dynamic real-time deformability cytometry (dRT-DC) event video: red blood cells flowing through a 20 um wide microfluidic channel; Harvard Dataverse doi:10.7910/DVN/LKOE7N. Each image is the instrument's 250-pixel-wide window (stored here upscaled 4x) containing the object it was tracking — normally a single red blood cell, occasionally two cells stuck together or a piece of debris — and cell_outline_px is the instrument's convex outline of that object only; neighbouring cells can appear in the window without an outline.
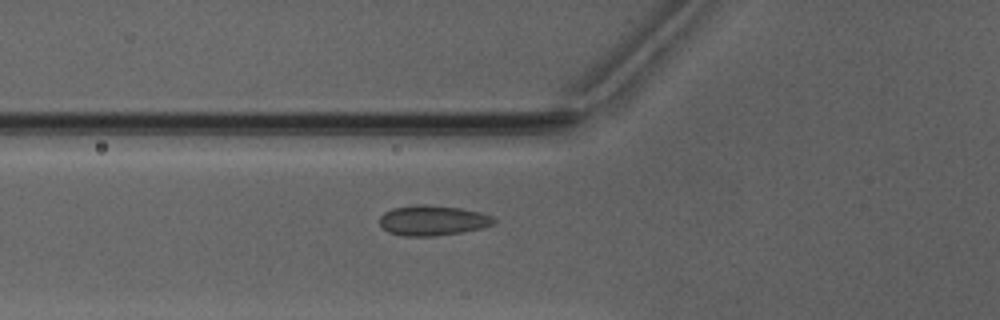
{"species": "Egyptian fruit bat (a non-hibernating species)", "species_latin": "Rousettus aegyptiacus", "temperature_condition": "warm", "stored_images_in_passage": 33, "camera_frame_rate_fps": 3000, "um_per_image_px": 0.085, "animal": {"sex": "male"}, "frame": {"image": 1, "passage_image": 3, "time_ms": 0.667, "image_size_px": [1000, 320], "cell_outline_px": [[496, 224], [480, 228], [460, 232], [436, 236], [404, 236], [388, 232], [380, 224], [380, 216], [384, 212], [392, 208], [416, 204], [424, 204], [460, 208], [480, 212], [492, 216], [496, 220]], "centroid_in_image_um": [36.77, 18.73], "position_along_channel_um": 89.0, "area_um2": 20.11}}
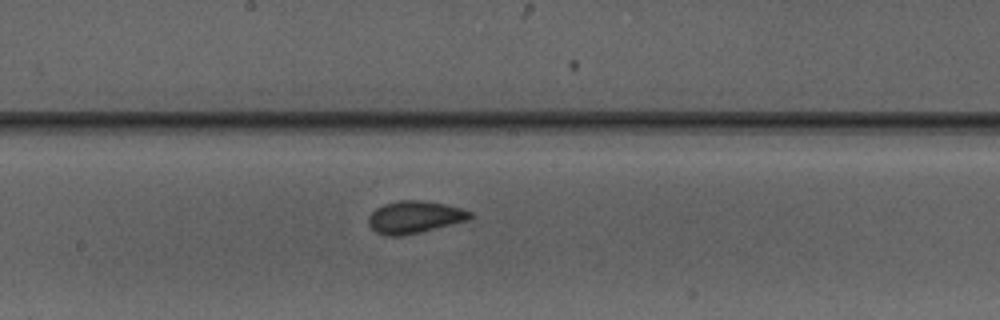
{"frame": {"image": 2, "passage_image": 12, "time_ms": 3.667, "image_size_px": [1000, 320], "cell_outline_px": [[472, 216], [468, 220], [420, 232], [400, 236], [384, 236], [376, 232], [368, 224], [368, 216], [376, 208], [384, 204], [400, 200], [420, 200], [444, 204], [460, 208], [472, 212]], "centroid_in_image_um": [35.21, 18.46], "position_along_channel_um": 213.0, "area_um2": 19.02}}
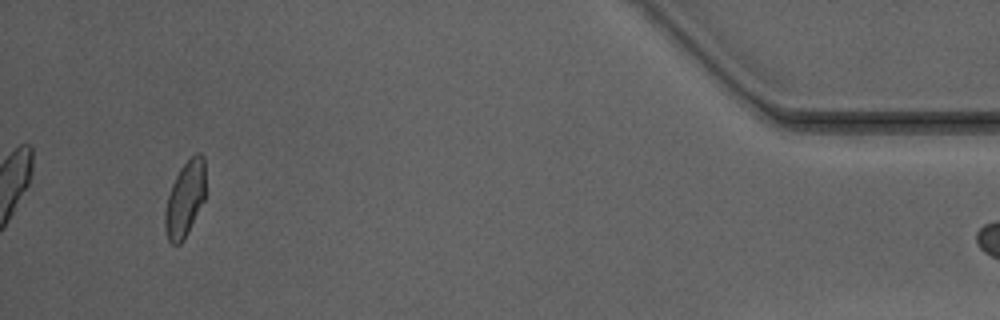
{"frame": {"image": 3, "passage_image": 32, "time_ms": 10.333, "image_size_px": [1000, 320], "cell_outline_px": [[204, 200], [188, 232], [180, 244], [172, 244], [168, 240], [164, 224], [164, 216], [168, 196], [172, 184], [180, 168], [196, 152], [200, 152], [204, 156]], "centroid_in_image_um": [15.72, 16.91], "position_along_channel_um": 419.5, "area_um2": 17.57}}